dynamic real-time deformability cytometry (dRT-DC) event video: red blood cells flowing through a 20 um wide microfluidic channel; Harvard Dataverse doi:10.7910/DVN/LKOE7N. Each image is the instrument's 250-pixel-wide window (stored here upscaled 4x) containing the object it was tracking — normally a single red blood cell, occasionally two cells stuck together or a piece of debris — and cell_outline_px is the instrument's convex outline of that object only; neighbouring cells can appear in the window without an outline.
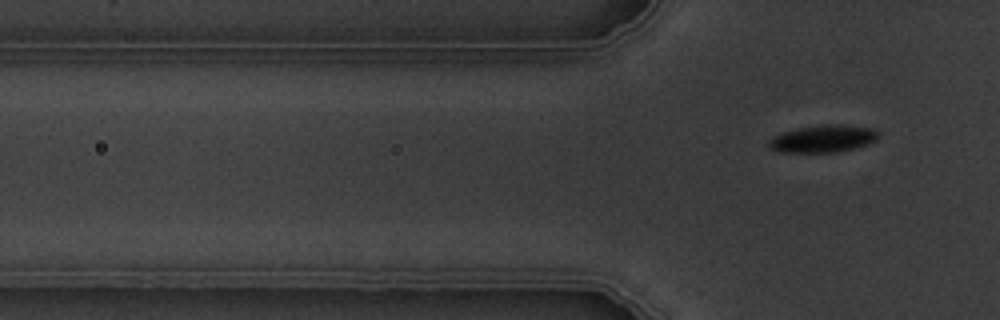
{"species": "common noctule bat (a hibernating species)", "species_latin": "Nyctalus noctula", "temperature_condition": "warm", "stored_images_in_passage": 7, "segment_of_instrument_passage": [2, 2], "camera_frame_rate_fps": 3000, "um_per_image_px": 0.085, "animal": {"sex": "male", "body_mass_g": 19.5, "forearm_length_mm": 54.6}, "frame": {"image": 1, "passage_image": 7, "time_ms": 8.0, "image_size_px": [1000, 320], "cell_outline_px": [[880, 132], [876, 140], [868, 144], [836, 152], [780, 152], [772, 148], [768, 144], [768, 140], [780, 132], [800, 128], [824, 124], [840, 124], [872, 128]], "centroid_in_image_um": [69.96, 11.78], "position_along_channel_um": 55.8, "area_um2": 17.34}}